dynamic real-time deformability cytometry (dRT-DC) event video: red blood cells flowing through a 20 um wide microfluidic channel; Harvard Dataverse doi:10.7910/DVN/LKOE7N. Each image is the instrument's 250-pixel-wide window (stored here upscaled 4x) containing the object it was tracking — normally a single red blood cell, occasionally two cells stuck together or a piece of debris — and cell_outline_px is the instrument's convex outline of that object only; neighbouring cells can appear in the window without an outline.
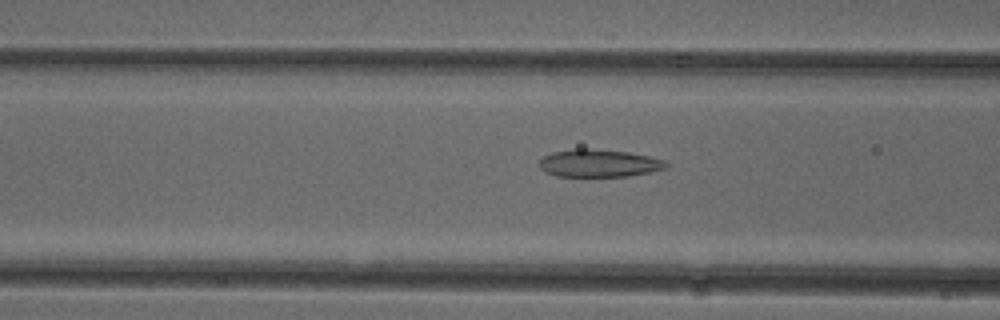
{"species": "common noctule bat (a hibernating species)", "species_latin": "Nyctalus noctula", "temperature_condition": "cold", "stored_images_in_passage": 43, "camera_frame_rate_fps": 3000, "um_per_image_px": 0.085, "animal": {"sex": "female"}, "frame": {"image": 1, "passage_image": 11, "time_ms": 3.333, "image_size_px": [1000, 320], "cell_outline_px": [[668, 168], [628, 176], [556, 176], [544, 172], [540, 168], [540, 160], [544, 156], [552, 152], [576, 148], [584, 148], [628, 152], [648, 156], [664, 160], [668, 164]], "centroid_in_image_um": [50.89, 13.87], "position_along_channel_um": 115.7, "area_um2": 20.35}}
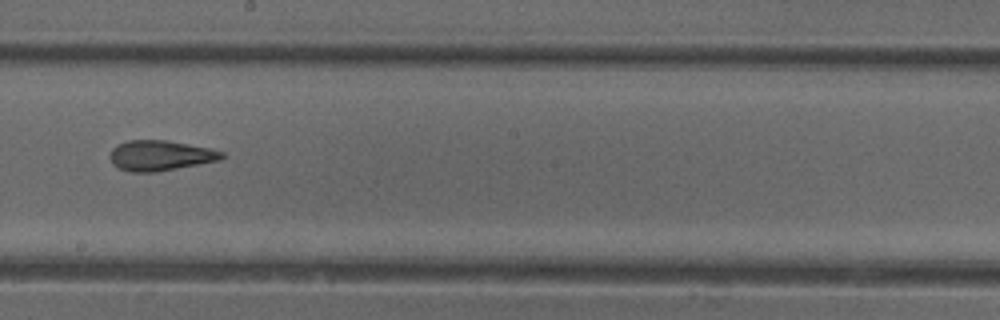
{"frame": {"image": 2, "passage_image": 20, "time_ms": 6.333, "image_size_px": [1000, 320], "cell_outline_px": [[224, 156], [220, 160], [156, 172], [132, 172], [120, 168], [112, 164], [108, 156], [112, 148], [128, 140], [164, 140], [188, 144], [208, 148], [224, 152]], "centroid_in_image_um": [13.59, 13.22], "position_along_channel_um": 234.6, "area_um2": 19.59}}
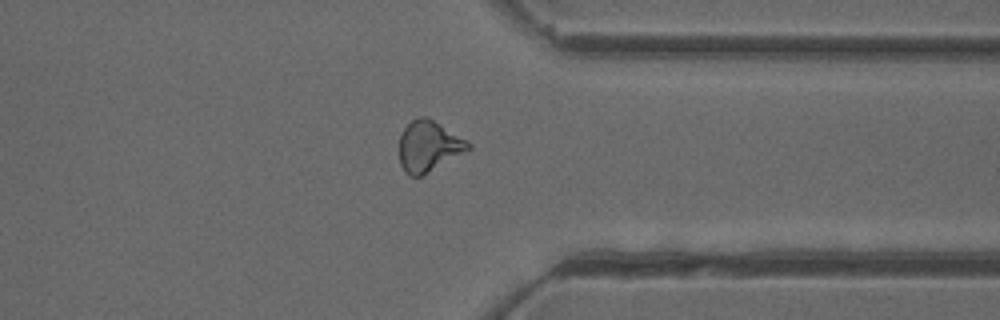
{"frame": {"image": 3, "passage_image": 31, "time_ms": 10.0, "image_size_px": [1000, 320], "cell_outline_px": [[472, 148], [420, 176], [408, 176], [404, 172], [400, 164], [400, 136], [404, 128], [416, 116], [428, 116], [468, 140], [472, 144]], "centroid_in_image_um": [36.44, 12.39], "position_along_channel_um": 375.0, "area_um2": 20.46}, "authors_computed_cell_mechanics": {"area_um2": 20.2878, "velocity_mm_per_s": 3.9472, "shape_relaxation_time_tau1_ms": null, "shape_relaxation_time_tau2_ms": 2.1532, "deformation_change_tau1": null, "deformation_change_tau2": 0.1083}}